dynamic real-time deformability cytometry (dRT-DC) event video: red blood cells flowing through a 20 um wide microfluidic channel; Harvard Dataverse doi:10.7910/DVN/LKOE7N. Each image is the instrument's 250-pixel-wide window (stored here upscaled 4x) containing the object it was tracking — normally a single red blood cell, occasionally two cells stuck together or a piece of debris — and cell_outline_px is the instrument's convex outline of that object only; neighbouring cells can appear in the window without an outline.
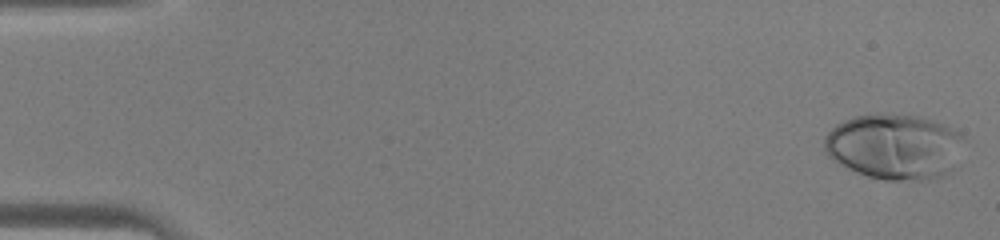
{"species": "human", "species_latin": "Homo sapiens", "temperature_condition": "warm", "stored_images_in_passage": 45, "camera_frame_rate_fps": 3000, "um_per_image_px": 0.085, "donor": {"sex": "male"}, "frame": {"image": 1, "passage_image": 1, "time_ms": 0.0, "image_size_px": [1000, 240], "cell_outline_px": [[964, 136], [944, 172], [940, 176], [924, 180], [884, 180], [868, 176], [848, 168], [840, 164], [828, 156], [824, 148], [824, 136], [836, 124], [844, 120], [856, 116], [920, 116], [960, 132]], "centroid_in_image_um": [75.9, 12.47], "position_along_channel_um": 9.1, "area_um2": 51.27}}
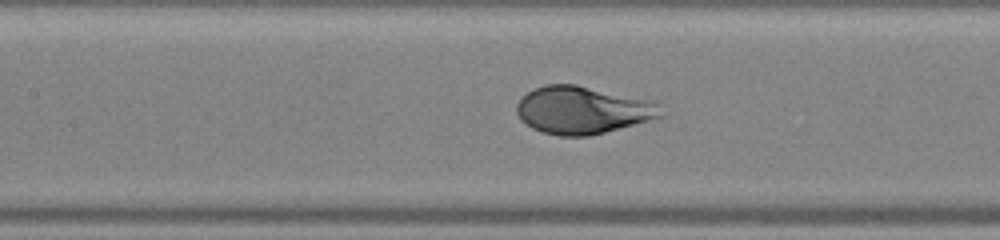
{"frame": {"image": 2, "passage_image": 21, "time_ms": 6.667, "image_size_px": [1000, 240], "cell_outline_px": [[660, 116], [648, 120], [604, 132], [588, 136], [560, 136], [540, 132], [532, 128], [520, 120], [516, 112], [516, 104], [520, 96], [544, 84], [576, 84], [644, 100], [656, 104]], "centroid_in_image_um": [49.35, 9.36], "position_along_channel_um": 158.1, "area_um2": 39.13}}
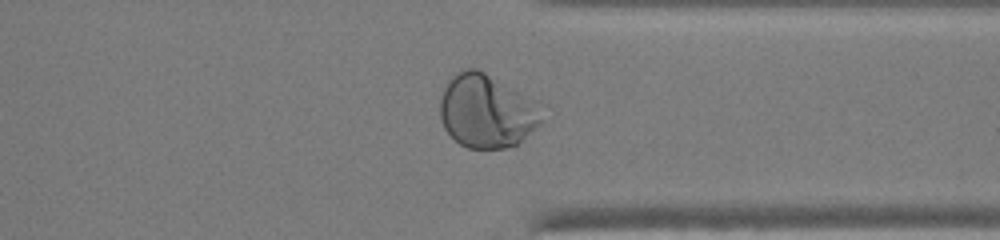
{"frame": {"image": 3, "passage_image": 35, "time_ms": 11.333, "image_size_px": [1000, 240], "cell_outline_px": [[552, 108], [540, 124], [516, 144], [504, 148], [468, 148], [460, 144], [444, 128], [440, 116], [440, 100], [444, 88], [448, 80], [452, 76], [464, 68], [476, 68], [548, 104]], "centroid_in_image_um": [41.5, 9.41], "position_along_channel_um": 369.9, "area_um2": 44.8}}